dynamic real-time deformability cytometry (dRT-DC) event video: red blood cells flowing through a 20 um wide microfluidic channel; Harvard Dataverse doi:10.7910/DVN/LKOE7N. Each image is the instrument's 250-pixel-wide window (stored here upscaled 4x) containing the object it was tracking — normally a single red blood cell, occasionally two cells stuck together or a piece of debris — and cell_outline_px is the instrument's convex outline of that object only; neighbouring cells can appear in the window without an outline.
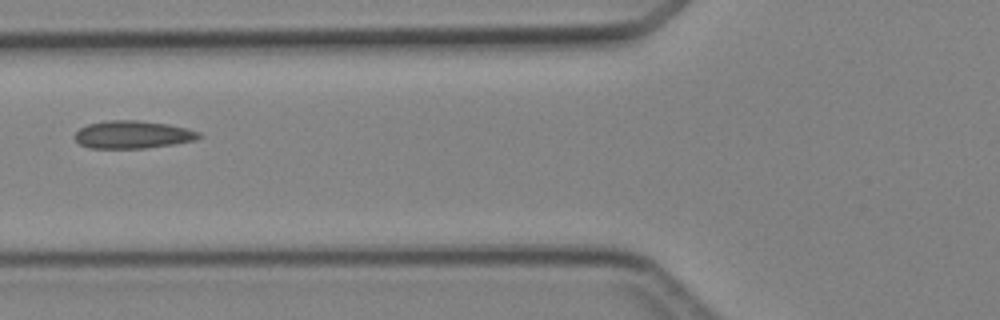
{"species": "Egyptian fruit bat (a non-hibernating species)", "species_latin": "Rousettus aegyptiacus", "temperature_condition": "cold", "stored_images_in_passage": 2, "camera_frame_rate_fps": 3000, "um_per_image_px": 0.085, "animal": {"sex": "female"}, "frame": {"image": 1, "passage_image": 2, "time_ms": 1.0, "image_size_px": [1000, 320], "cell_outline_px": [[200, 136], [196, 140], [172, 144], [144, 148], [88, 148], [80, 144], [72, 136], [80, 128], [88, 124], [104, 120], [136, 120], [168, 124], [200, 132]], "centroid_in_image_um": [11.22, 11.44], "position_along_channel_um": 114.6, "area_um2": 20.0}}